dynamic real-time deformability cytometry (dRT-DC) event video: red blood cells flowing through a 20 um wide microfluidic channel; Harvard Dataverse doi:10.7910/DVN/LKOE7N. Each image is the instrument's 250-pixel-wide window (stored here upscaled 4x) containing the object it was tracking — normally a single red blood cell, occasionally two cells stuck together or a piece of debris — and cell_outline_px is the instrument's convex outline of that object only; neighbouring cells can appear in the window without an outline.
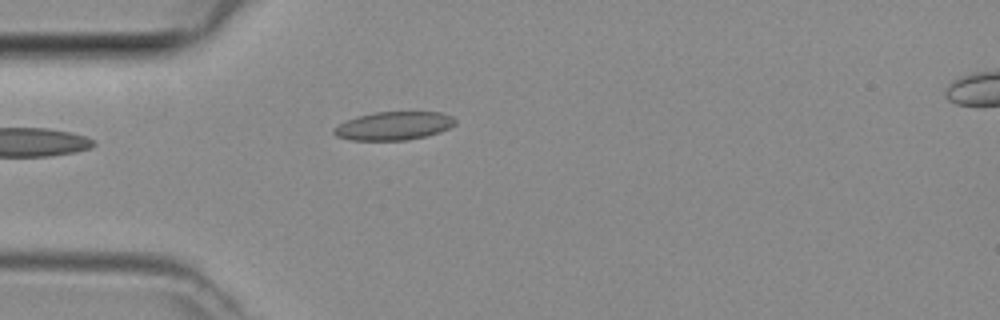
{"species": "common noctule bat (a hibernating species)", "species_latin": "Nyctalus noctula", "temperature_condition": "room temperature", "stored_images_in_passage": 29, "camera_frame_rate_fps": 3000, "um_per_image_px": 0.085, "animal": {"sex": "female", "body_mass_g": 29.2, "forearm_length_mm": 56.3}, "frame": {"image": 1, "passage_image": 1, "time_ms": 0.0, "image_size_px": [1000, 320], "cell_outline_px": [[456, 124], [440, 132], [424, 136], [404, 140], [348, 140], [336, 136], [332, 132], [332, 128], [344, 120], [356, 116], [372, 112], [440, 112], [452, 116], [456, 120]], "centroid_in_image_um": [33.41, 10.69], "position_along_channel_um": 51.6, "area_um2": 20.23}}
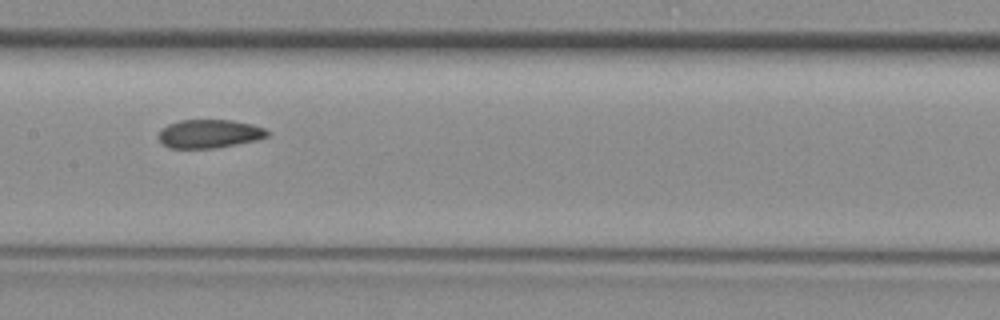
{"frame": {"image": 2, "passage_image": 11, "time_ms": 3.333, "image_size_px": [1000, 320], "cell_outline_px": [[268, 136], [256, 140], [212, 148], [168, 148], [160, 140], [160, 132], [168, 124], [180, 120], [232, 120], [252, 124], [264, 128], [268, 132]], "centroid_in_image_um": [17.8, 11.36], "position_along_channel_um": 189.6, "area_um2": 17.74}}
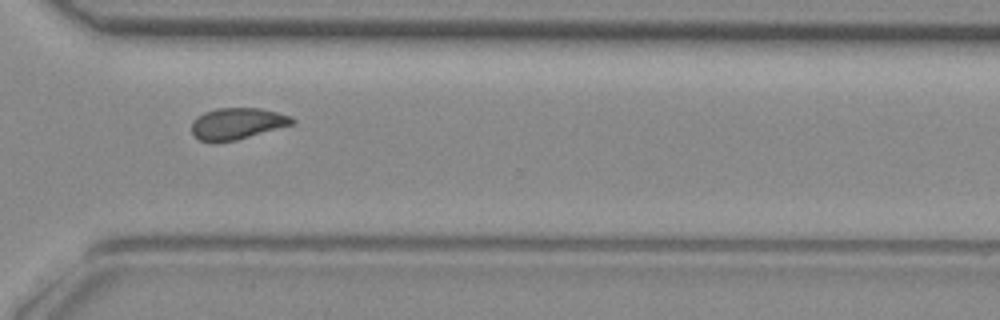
{"frame": {"image": 3, "passage_image": 22, "time_ms": 7.0, "image_size_px": [1000, 320], "cell_outline_px": [[296, 120], [292, 124], [236, 140], [212, 144], [200, 140], [192, 132], [192, 124], [196, 116], [204, 112], [216, 108], [260, 108], [292, 116]], "centroid_in_image_um": [20.12, 10.51], "position_along_channel_um": 350.5, "area_um2": 18.5}}